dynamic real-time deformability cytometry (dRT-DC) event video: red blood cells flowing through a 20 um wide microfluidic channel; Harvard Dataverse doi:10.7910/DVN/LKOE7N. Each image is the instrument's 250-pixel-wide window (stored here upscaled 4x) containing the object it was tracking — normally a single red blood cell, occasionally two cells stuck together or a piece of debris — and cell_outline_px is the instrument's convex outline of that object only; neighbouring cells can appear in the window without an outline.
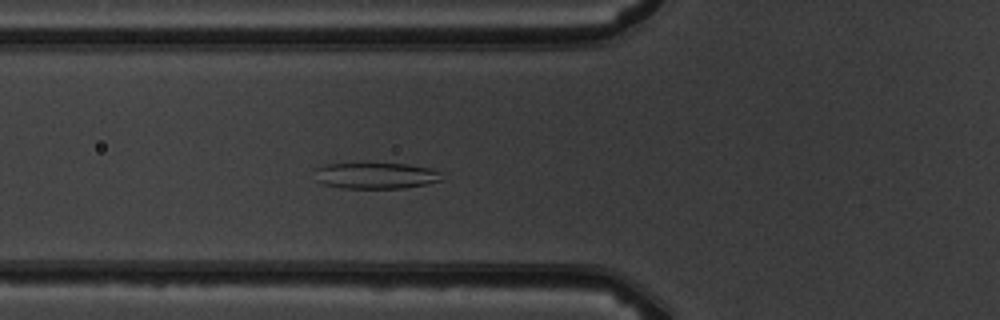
{"species": "common noctule bat (a hibernating species)", "species_latin": "Nyctalus noctula", "temperature_condition": "warm", "stored_images_in_passage": 6, "camera_frame_rate_fps": 3000, "um_per_image_px": 0.085, "animal": {"sex": "male", "body_mass_g": 19.5, "forearm_length_mm": 54.6}, "frame": {"image": 1, "passage_image": 6, "time_ms": 6.0, "image_size_px": [1000, 320], "cell_outline_px": [[444, 180], [428, 184], [404, 188], [340, 188], [324, 184], [316, 180], [316, 168], [328, 164], [408, 164], [428, 168], [440, 172]], "centroid_in_image_um": [31.98, 14.94], "position_along_channel_um": 93.8, "area_um2": 19.25}}